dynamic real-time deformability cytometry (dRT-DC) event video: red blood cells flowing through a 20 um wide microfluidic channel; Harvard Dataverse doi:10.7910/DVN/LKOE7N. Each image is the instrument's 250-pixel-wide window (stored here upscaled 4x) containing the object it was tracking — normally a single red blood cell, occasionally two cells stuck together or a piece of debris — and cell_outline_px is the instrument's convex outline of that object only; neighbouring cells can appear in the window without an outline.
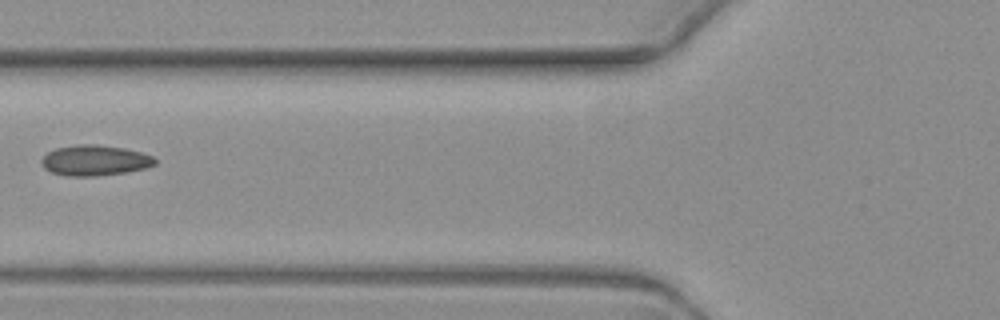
{"species": "common noctule bat (a hibernating species)", "species_latin": "Nyctalus noctula", "temperature_condition": "warm", "stored_images_in_passage": 5, "camera_frame_rate_fps": 3000, "um_per_image_px": 0.085, "animal": {"sex": "female", "body_mass_g": 19.3, "forearm_length_mm": 54.1}, "frame": {"image": 1, "passage_image": 3, "time_ms": 2.333, "image_size_px": [1000, 320], "cell_outline_px": [[156, 164], [144, 168], [124, 172], [96, 176], [68, 176], [52, 172], [44, 168], [40, 160], [48, 152], [56, 148], [80, 144], [96, 144], [124, 148], [140, 152], [152, 156], [156, 160]], "centroid_in_image_um": [8.04, 13.63], "position_along_channel_um": 117.8, "area_um2": 20.0}}
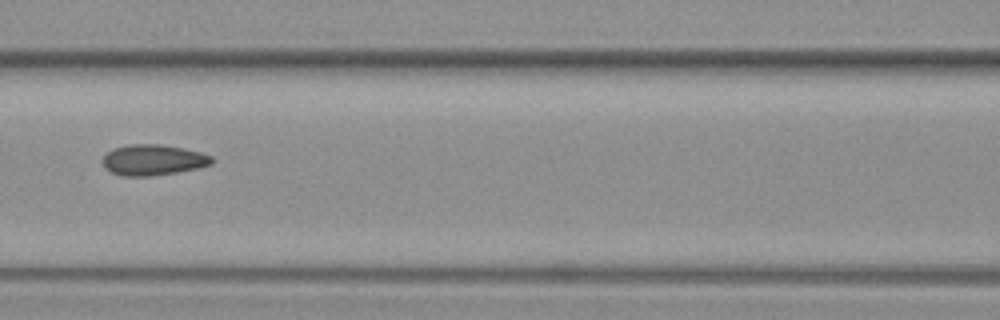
{"frame": {"image": 2, "passage_image": 4, "time_ms": 3.333, "image_size_px": [1000, 320], "cell_outline_px": [[216, 160], [212, 164], [196, 168], [176, 172], [148, 176], [124, 176], [112, 172], [104, 168], [104, 156], [112, 148], [128, 144], [160, 144], [184, 148], [200, 152], [212, 156]], "centroid_in_image_um": [13.03, 13.58], "position_along_channel_um": 153.6, "area_um2": 19.54}}
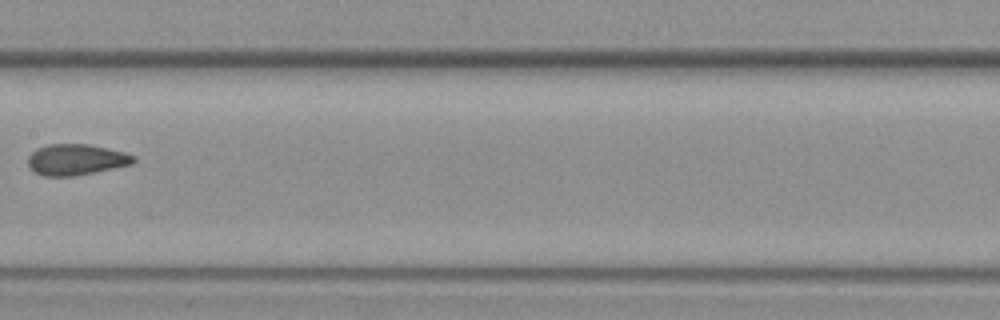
{"frame": {"image": 3, "passage_image": 5, "time_ms": 4.667, "image_size_px": [1000, 320], "cell_outline_px": [[136, 160], [132, 164], [72, 176], [44, 176], [28, 168], [28, 156], [36, 148], [48, 144], [88, 144], [108, 148], [124, 152], [136, 156]], "centroid_in_image_um": [6.44, 13.55], "position_along_channel_um": 201.0, "area_um2": 19.02}}